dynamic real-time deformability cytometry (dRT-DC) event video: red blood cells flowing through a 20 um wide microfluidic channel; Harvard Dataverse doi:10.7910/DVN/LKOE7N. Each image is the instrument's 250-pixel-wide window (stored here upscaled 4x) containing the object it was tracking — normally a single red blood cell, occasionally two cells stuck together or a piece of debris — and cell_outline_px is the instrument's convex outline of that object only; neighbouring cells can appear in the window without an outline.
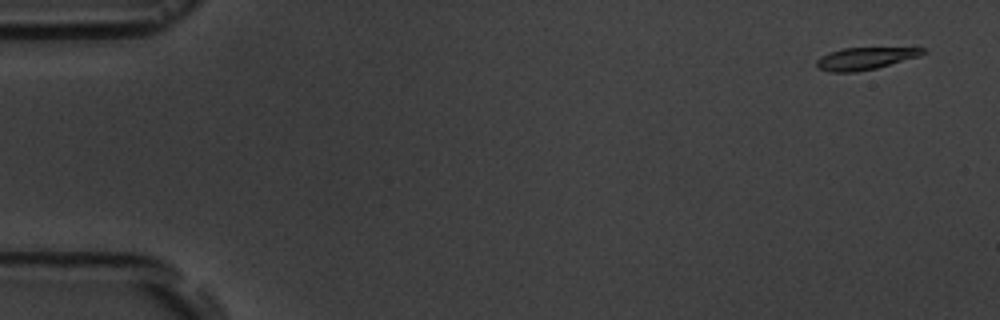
{"species": "common noctule bat (a hibernating species)", "species_latin": "Nyctalus noctula", "temperature_condition": "room temperature", "stored_images_in_passage": 5, "camera_frame_rate_fps": 3000, "um_per_image_px": 0.085, "animal": {"sex": "male", "body_mass_g": 19.5, "forearm_length_mm": 54.6}, "frame": {"image": 1, "passage_image": 1, "time_ms": 0.0, "image_size_px": [1000, 320], "cell_outline_px": [[928, 52], [920, 56], [876, 68], [856, 72], [832, 72], [816, 68], [816, 60], [820, 56], [828, 52], [844, 48], [924, 48]], "centroid_in_image_um": [73.5, 4.97], "position_along_channel_um": 11.5, "area_um2": 13.76}}
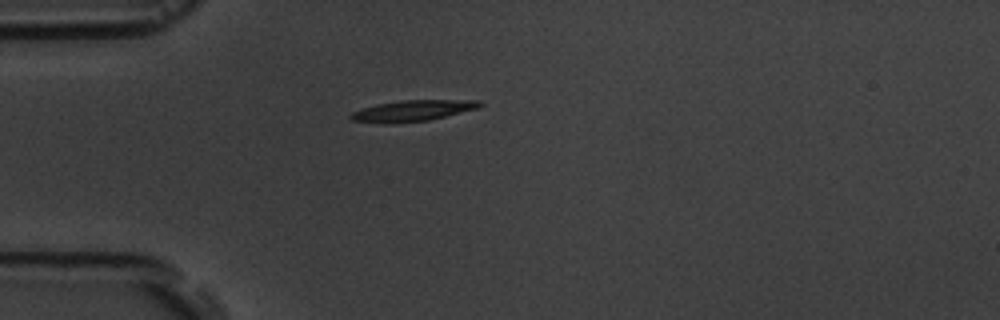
{"frame": {"image": 2, "passage_image": 5, "time_ms": 4.333, "image_size_px": [1000, 320], "cell_outline_px": [[484, 104], [476, 108], [428, 120], [388, 124], [384, 124], [352, 120], [348, 116], [352, 112], [376, 104], [404, 100], [480, 100]], "centroid_in_image_um": [35.03, 9.41], "position_along_channel_um": 50.0, "area_um2": 15.61}}